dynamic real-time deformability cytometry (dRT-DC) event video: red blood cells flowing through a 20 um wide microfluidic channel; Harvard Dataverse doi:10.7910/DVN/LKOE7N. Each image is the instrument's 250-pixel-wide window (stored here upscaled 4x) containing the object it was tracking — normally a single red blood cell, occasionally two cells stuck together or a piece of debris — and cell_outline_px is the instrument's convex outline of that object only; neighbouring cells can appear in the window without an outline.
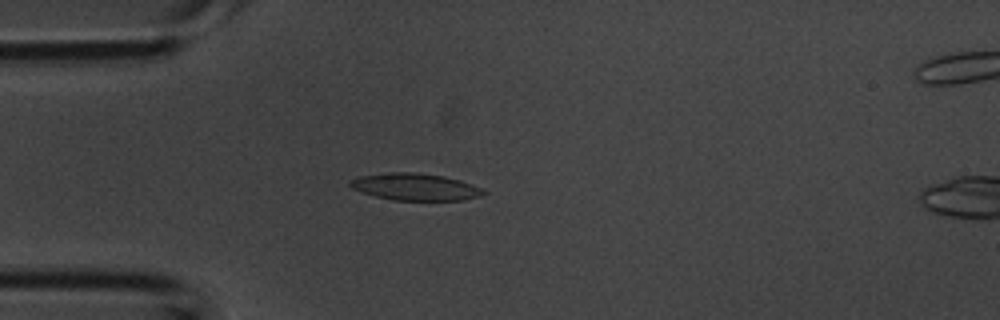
{"species": "common noctule bat (a hibernating species)", "species_latin": "Nyctalus noctula", "temperature_condition": "room temperature", "stored_images_in_passage": 32, "camera_frame_rate_fps": 3000, "um_per_image_px": 0.085, "animal": {"sex": "male", "body_mass_g": 20.1, "forearm_length_mm": 53.5}, "frame": {"image": 1, "passage_image": 1, "time_ms": 0.0, "image_size_px": [1000, 320], "cell_outline_px": [[488, 192], [480, 196], [460, 200], [392, 200], [376, 196], [352, 188], [348, 184], [348, 180], [360, 176], [392, 172], [416, 172], [444, 176], [460, 180], [480, 188]], "centroid_in_image_um": [35.28, 15.88], "position_along_channel_um": 49.7, "area_um2": 20.81}}
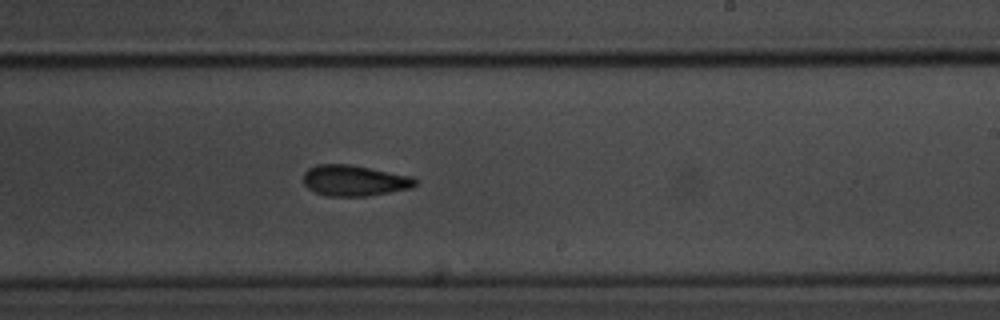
{"frame": {"image": 2, "passage_image": 15, "time_ms": 4.667, "image_size_px": [1000, 320], "cell_outline_px": [[416, 184], [412, 188], [368, 196], [328, 196], [316, 192], [308, 188], [304, 184], [304, 172], [308, 168], [316, 164], [352, 164], [412, 176], [416, 180]], "centroid_in_image_um": [30.12, 15.34], "position_along_channel_um": 258.9, "area_um2": 20.23}}
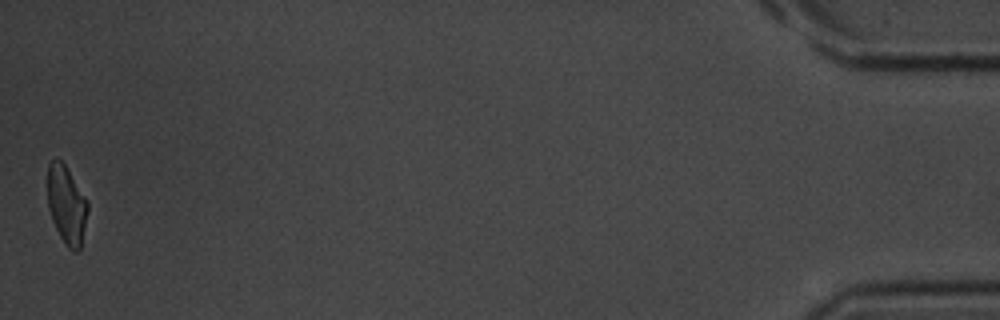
{"frame": {"image": 3, "passage_image": 32, "time_ms": 10.333, "image_size_px": [1000, 320], "cell_outline_px": [[88, 212], [80, 248], [76, 252], [72, 252], [68, 248], [60, 236], [52, 220], [48, 208], [48, 164], [56, 156], [64, 164], [88, 200]], "centroid_in_image_um": [5.66, 17.41], "position_along_channel_um": 429.5, "area_um2": 18.32}}